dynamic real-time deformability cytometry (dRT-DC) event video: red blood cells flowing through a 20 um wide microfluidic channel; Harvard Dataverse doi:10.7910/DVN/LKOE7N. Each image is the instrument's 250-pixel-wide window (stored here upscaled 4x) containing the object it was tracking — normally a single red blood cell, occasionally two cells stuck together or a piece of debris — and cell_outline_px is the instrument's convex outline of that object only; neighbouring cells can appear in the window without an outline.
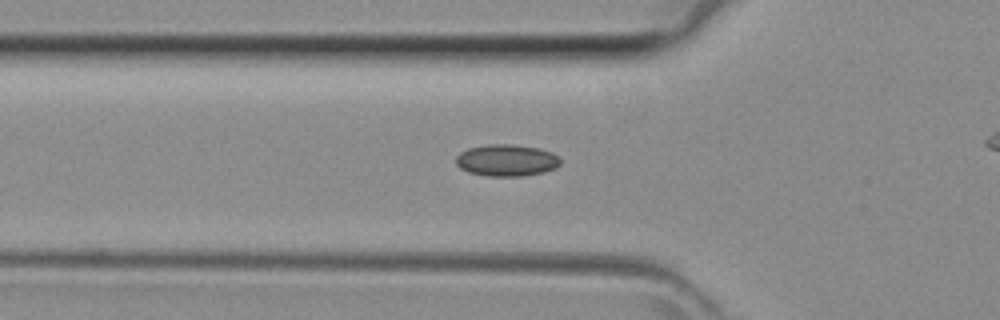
{"species": "common noctule bat (a hibernating species)", "species_latin": "Nyctalus noctula", "temperature_condition": "room temperature", "stored_images_in_passage": 27, "camera_frame_rate_fps": 3000, "um_per_image_px": 0.085, "animal": {"sex": "female", "body_mass_g": 29.2, "forearm_length_mm": 56.3}, "frame": {"image": 1, "passage_image": 6, "time_ms": 1.667, "image_size_px": [1000, 320], "cell_outline_px": [[560, 164], [556, 168], [544, 172], [524, 176], [484, 176], [468, 172], [460, 168], [456, 164], [456, 156], [460, 152], [468, 148], [488, 144], [512, 144], [536, 148], [552, 152], [560, 160]], "centroid_in_image_um": [43.03, 13.63], "position_along_channel_um": 82.8, "area_um2": 19.42}}
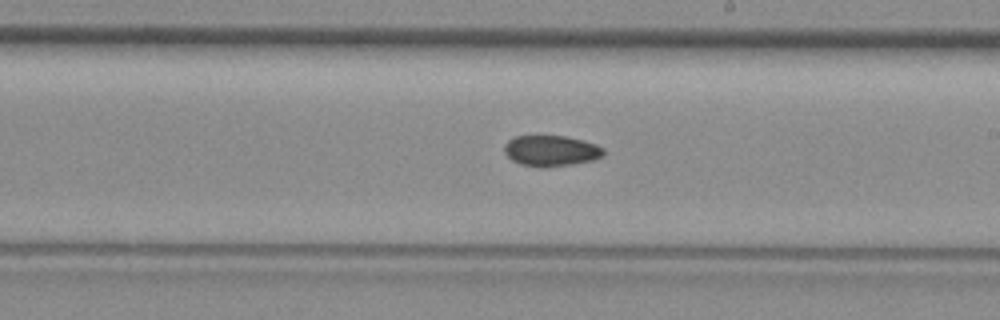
{"frame": {"image": 2, "passage_image": 16, "time_ms": 5.0, "image_size_px": [1000, 320], "cell_outline_px": [[604, 156], [592, 160], [572, 164], [544, 168], [540, 168], [520, 164], [512, 160], [504, 152], [504, 144], [508, 140], [516, 136], [564, 136], [596, 144], [604, 148]], "centroid_in_image_um": [46.82, 12.83], "position_along_channel_um": 242.2, "area_um2": 17.86}}
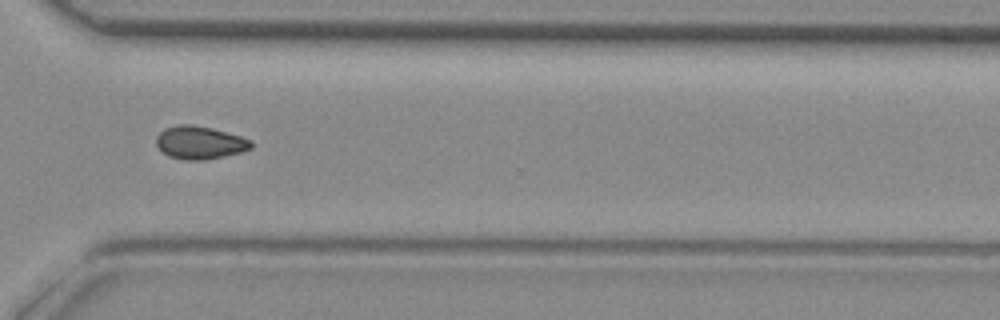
{"frame": {"image": 3, "passage_image": 23, "time_ms": 7.333, "image_size_px": [1000, 320], "cell_outline_px": [[252, 148], [244, 152], [204, 160], [184, 160], [168, 156], [156, 144], [156, 136], [164, 128], [176, 124], [192, 124], [212, 128], [240, 136], [252, 140]], "centroid_in_image_um": [16.99, 12.11], "position_along_channel_um": 353.6, "area_um2": 18.38}}